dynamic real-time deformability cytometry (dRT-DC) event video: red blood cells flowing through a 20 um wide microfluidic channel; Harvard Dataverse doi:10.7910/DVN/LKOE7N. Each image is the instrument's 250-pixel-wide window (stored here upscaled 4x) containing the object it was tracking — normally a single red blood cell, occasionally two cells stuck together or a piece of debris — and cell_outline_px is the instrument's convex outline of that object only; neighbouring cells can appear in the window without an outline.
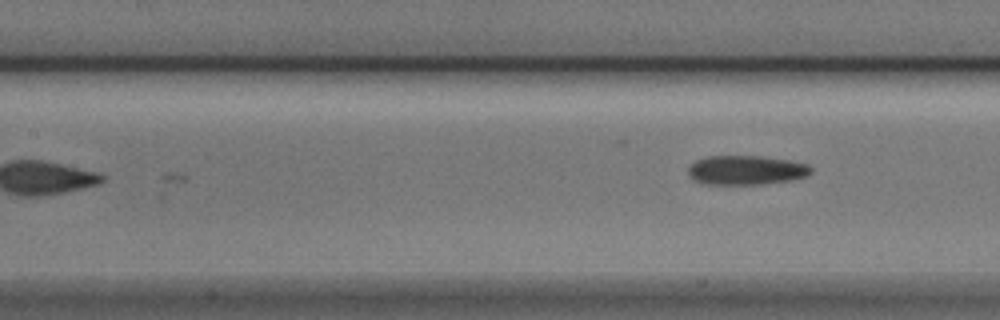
{"species": "Egyptian fruit bat (a non-hibernating species)", "species_latin": "Rousettus aegyptiacus", "temperature_condition": "cold", "stored_images_in_passage": 11, "segment_of_instrument_passage": [2, 2], "camera_frame_rate_fps": 3000, "um_per_image_px": 0.085, "animal": {"sex": "male"}, "frame": {"image": 1, "passage_image": 11, "time_ms": 3.333, "image_size_px": [1000, 320], "cell_outline_px": [[812, 172], [804, 176], [788, 180], [760, 184], [700, 184], [692, 180], [688, 176], [688, 168], [696, 160], [708, 156], [760, 156], [788, 160], [808, 164], [812, 168]], "centroid_in_image_um": [63.36, 14.46], "position_along_channel_um": 144.0, "area_um2": 20.92}}